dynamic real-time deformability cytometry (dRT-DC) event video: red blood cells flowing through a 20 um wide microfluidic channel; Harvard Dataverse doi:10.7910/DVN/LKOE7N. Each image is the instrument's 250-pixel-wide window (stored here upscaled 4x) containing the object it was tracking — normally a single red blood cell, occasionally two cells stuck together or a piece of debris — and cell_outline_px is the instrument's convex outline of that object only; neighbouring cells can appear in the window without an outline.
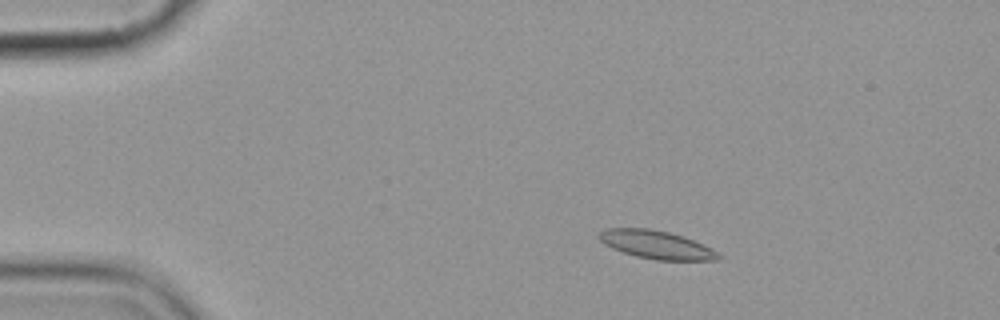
{"species": "common noctule bat (a hibernating species)", "species_latin": "Nyctalus noctula", "temperature_condition": "cold", "stored_images_in_passage": 6, "camera_frame_rate_fps": 3000, "um_per_image_px": 0.085, "animal": {"sex": "female", "body_mass_g": 19.9}, "frame": {"image": 1, "passage_image": 3, "time_ms": 2.333, "image_size_px": [1000, 320], "cell_outline_px": [[724, 256], [720, 260], [656, 260], [636, 256], [612, 248], [604, 244], [596, 236], [604, 228], [648, 228], [668, 232], [684, 236], [704, 244], [712, 248]], "centroid_in_image_um": [55.82, 20.8], "position_along_channel_um": 29.2, "area_um2": 19.83}}